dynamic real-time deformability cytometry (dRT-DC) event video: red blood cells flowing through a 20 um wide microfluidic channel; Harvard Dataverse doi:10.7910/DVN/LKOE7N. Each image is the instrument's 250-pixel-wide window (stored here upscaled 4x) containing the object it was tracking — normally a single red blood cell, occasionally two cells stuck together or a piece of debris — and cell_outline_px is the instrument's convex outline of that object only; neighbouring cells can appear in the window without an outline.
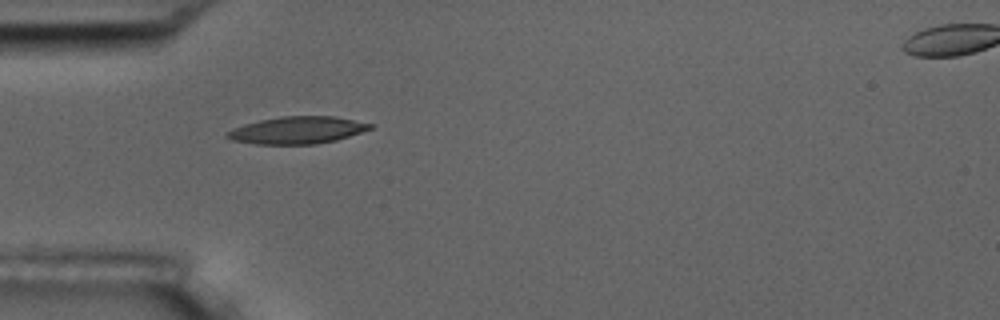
{"species": "common noctule bat (a hibernating species)", "species_latin": "Nyctalus noctula", "temperature_condition": "room temperature", "stored_images_in_passage": 5, "camera_frame_rate_fps": 3000, "um_per_image_px": 0.085, "animal": {"sex": "male", "body_mass_g": 17.5, "forearm_length_mm": 52.3}, "frame": {"image": 1, "passage_image": 1, "time_ms": 0.0, "image_size_px": [1000, 320], "cell_outline_px": [[372, 128], [336, 140], [316, 144], [256, 144], [232, 140], [224, 136], [232, 128], [244, 124], [260, 120], [280, 116], [336, 116], [372, 124]], "centroid_in_image_um": [25.24, 11.06], "position_along_channel_um": 59.8, "area_um2": 22.54}}
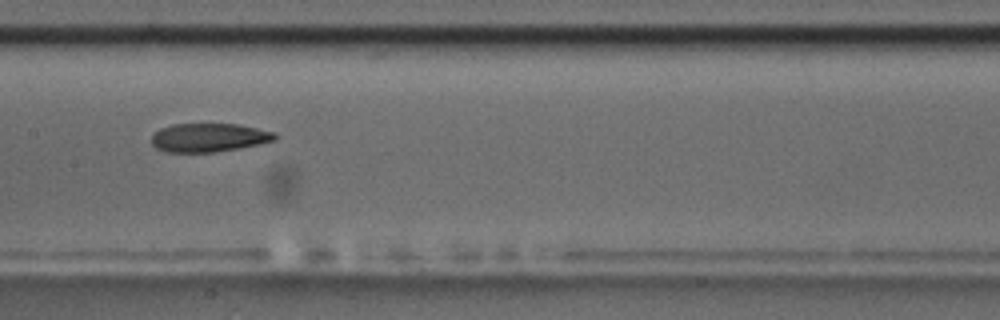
{"frame": {"image": 2, "passage_image": 4, "time_ms": 3.667, "image_size_px": [1000, 320], "cell_outline_px": [[280, 136], [276, 140], [260, 144], [240, 148], [216, 152], [164, 152], [156, 148], [152, 144], [152, 136], [160, 128], [172, 124], [236, 124], [276, 132]], "centroid_in_image_um": [17.79, 11.7], "position_along_channel_um": 189.6, "area_um2": 20.75}}
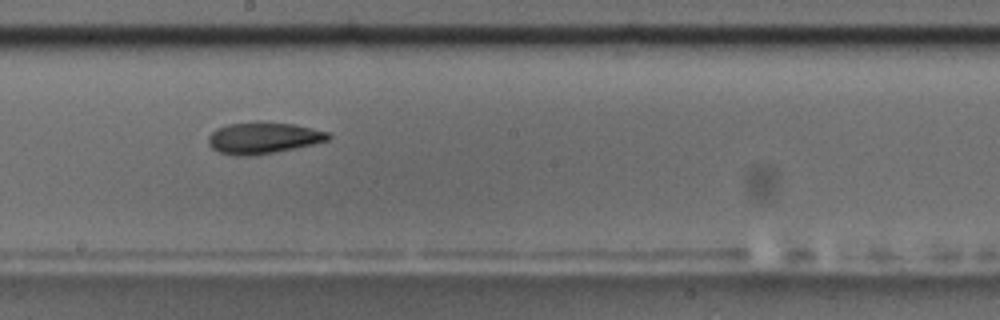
{"frame": {"image": 3, "passage_image": 5, "time_ms": 4.667, "image_size_px": [1000, 320], "cell_outline_px": [[332, 136], [328, 140], [312, 144], [252, 156], [236, 156], [220, 152], [212, 148], [208, 144], [208, 136], [216, 128], [228, 124], [256, 120], [292, 124], [328, 132]], "centroid_in_image_um": [22.32, 11.7], "position_along_channel_um": 225.9, "area_um2": 22.02}}